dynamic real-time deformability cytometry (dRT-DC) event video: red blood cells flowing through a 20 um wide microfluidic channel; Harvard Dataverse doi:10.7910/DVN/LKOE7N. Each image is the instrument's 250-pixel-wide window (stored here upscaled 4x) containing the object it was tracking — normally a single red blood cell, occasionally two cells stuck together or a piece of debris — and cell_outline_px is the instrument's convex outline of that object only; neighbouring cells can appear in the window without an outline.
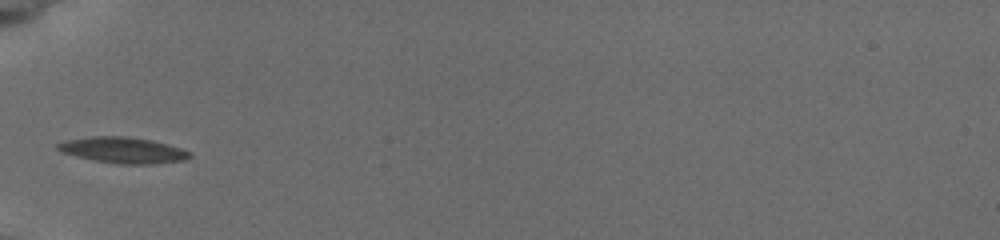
{"species": "common noctule bat (a hibernating species)", "species_latin": "Nyctalus noctula", "temperature_condition": "cold", "stored_images_in_passage": 35, "camera_frame_rate_fps": 3000, "um_per_image_px": 0.085, "animal": {"sex": "female", "body_mass_g": 19.5, "forearm_length_mm": 54.1}, "frame": {"image": 1, "passage_image": 1, "time_ms": 0.0, "image_size_px": [1000, 240], "cell_outline_px": [[192, 156], [184, 160], [152, 164], [116, 164], [76, 156], [60, 152], [56, 148], [56, 144], [68, 140], [92, 136], [128, 136], [152, 140], [180, 148], [192, 152]], "centroid_in_image_um": [10.46, 12.76], "position_along_channel_um": 74.5, "area_um2": 19.94}}
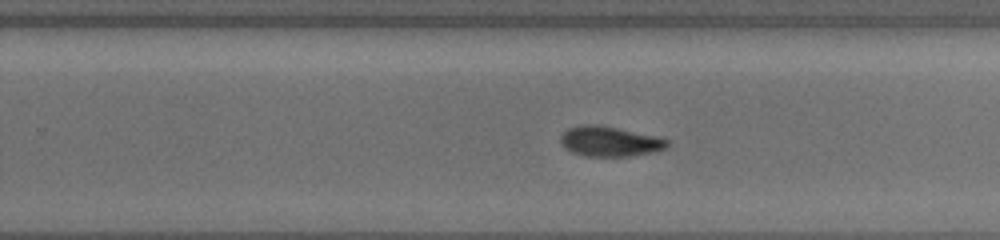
{"frame": {"image": 2, "passage_image": 17, "time_ms": 5.333, "image_size_px": [1000, 240], "cell_outline_px": [[668, 148], [656, 152], [632, 156], [580, 156], [564, 148], [560, 144], [560, 136], [568, 128], [616, 128], [656, 136], [668, 140]], "centroid_in_image_um": [51.88, 12.1], "position_along_channel_um": 277.9, "area_um2": 17.98}}
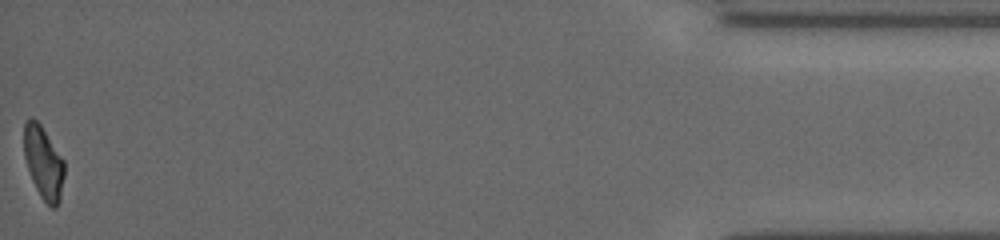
{"frame": {"image": 3, "passage_image": 35, "time_ms": 11.333, "image_size_px": [1000, 240], "cell_outline_px": [[64, 176], [60, 200], [56, 208], [52, 208], [40, 196], [32, 180], [24, 156], [24, 120], [32, 116], [40, 124], [64, 160]], "centroid_in_image_um": [3.69, 13.81], "position_along_channel_um": 431.5, "area_um2": 17.05}, "authors_computed_cell_mechanics": {"area_um2": 18.3804, "velocity_mm_per_s": 3.8547, "shape_relaxation_time_tau1_ms": 7.4135, "shape_relaxation_time_tau2_ms": null, "deformation_change_tau1": 0.1899, "deformation_change_tau2": null}}